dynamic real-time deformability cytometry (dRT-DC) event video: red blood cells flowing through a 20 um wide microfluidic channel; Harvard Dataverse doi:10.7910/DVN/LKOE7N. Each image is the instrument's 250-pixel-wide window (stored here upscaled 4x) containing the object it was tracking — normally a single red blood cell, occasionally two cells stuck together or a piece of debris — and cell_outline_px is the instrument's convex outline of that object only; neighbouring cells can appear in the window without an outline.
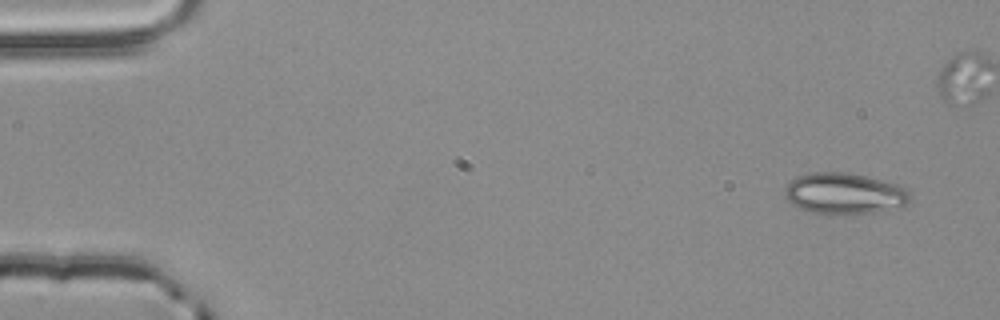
{"species": "common noctule bat (a hibernating species)", "species_latin": "Nyctalus noctula", "temperature_condition": "room temperature", "stored_images_in_passage": 5, "camera_frame_rate_fps": 3000, "um_per_image_px": 0.085, "animal": {"sex": "male", "body_mass_g": 20.4}, "frame": {"image": 1, "passage_image": 1, "time_ms": 0.0, "image_size_px": [1000, 320], "cell_outline_px": [[912, 200], [900, 208], [876, 212], [828, 216], [812, 212], [800, 208], [792, 204], [784, 196], [784, 188], [796, 176], [812, 172], [844, 172], [868, 176], [896, 184], [904, 188], [912, 196]], "centroid_in_image_um": [71.78, 16.47], "position_along_channel_um": 13.2, "area_um2": 30.63}}
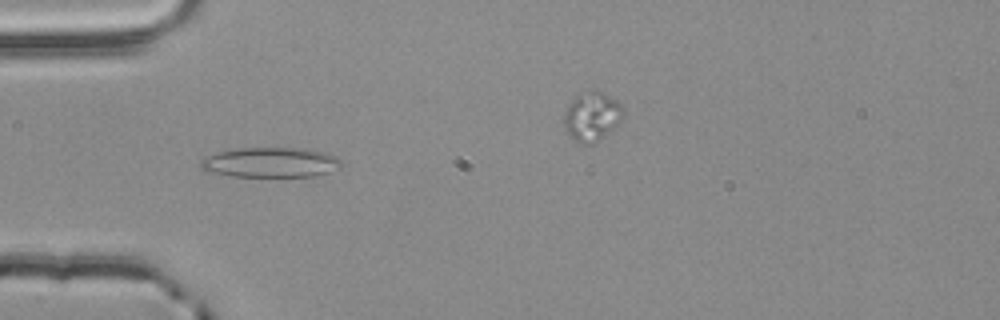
{"frame": {"image": 2, "passage_image": 4, "time_ms": 1.0, "image_size_px": [1000, 320], "cell_outline_px": [[340, 168], [316, 176], [232, 176], [208, 172], [200, 168], [200, 160], [204, 156], [216, 152], [240, 148], [308, 148], [328, 152], [336, 156], [340, 160]], "centroid_in_image_um": [22.98, 13.79], "position_along_channel_um": 62.0, "area_um2": 24.85}}